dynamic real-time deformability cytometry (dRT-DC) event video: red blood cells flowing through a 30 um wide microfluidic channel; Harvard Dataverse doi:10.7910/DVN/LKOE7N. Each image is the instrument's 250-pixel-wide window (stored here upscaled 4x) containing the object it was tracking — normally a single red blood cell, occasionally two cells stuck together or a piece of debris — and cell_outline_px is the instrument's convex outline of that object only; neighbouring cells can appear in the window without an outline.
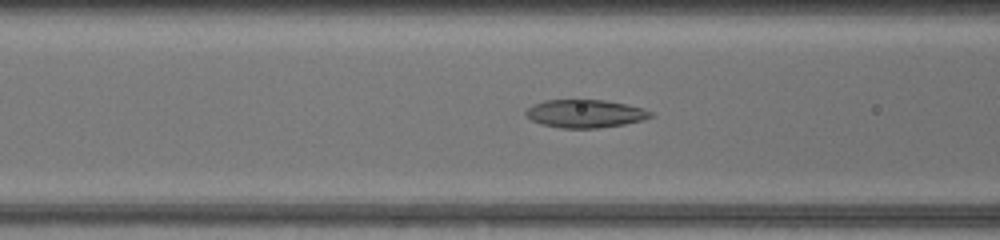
{"species": "common noctule bat (a hibernating species)", "species_latin": "Nyctalus noctula", "temperature_condition": "warm", "stored_images_in_passage": 31, "camera_frame_rate_fps": 3000, "um_per_image_px": 0.085, "animal": {"sex": "female", "body_mass_g": 17.0, "forearm_length_mm": 48.0}, "frame": {"image": 1, "passage_image": 13, "time_ms": 4.0, "image_size_px": [1000, 240], "cell_outline_px": [[652, 116], [644, 120], [624, 124], [596, 128], [560, 128], [540, 124], [524, 116], [524, 112], [532, 104], [544, 100], [604, 100], [644, 108], [652, 112]], "centroid_in_image_um": [49.7, 9.66], "position_along_channel_um": 116.9, "area_um2": 20.46}}
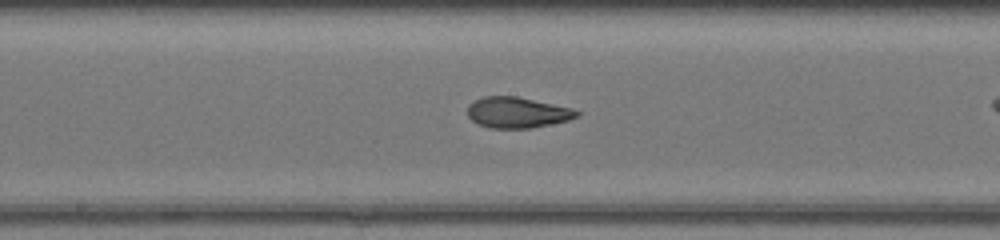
{"frame": {"image": 2, "passage_image": 19, "time_ms": 6.0, "image_size_px": [1000, 240], "cell_outline_px": [[580, 116], [568, 120], [532, 128], [488, 128], [476, 124], [468, 116], [468, 104], [484, 96], [516, 96], [572, 108], [580, 112]], "centroid_in_image_um": [43.96, 9.57], "position_along_channel_um": 204.2, "area_um2": 19.65}}
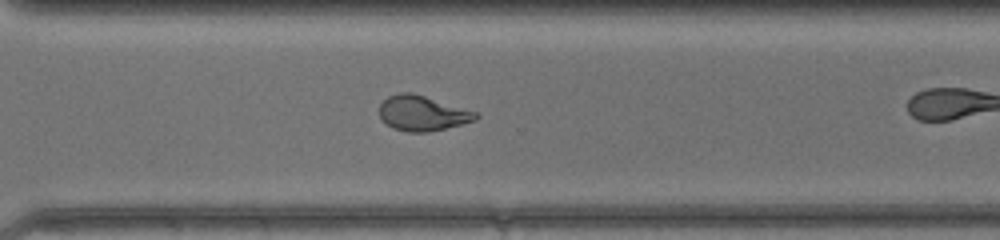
{"frame": {"image": 3, "passage_image": 28, "time_ms": 9.0, "image_size_px": [1000, 240], "cell_outline_px": [[480, 116], [476, 120], [428, 132], [408, 132], [392, 128], [380, 120], [380, 104], [388, 96], [400, 92], [412, 92], [476, 112]], "centroid_in_image_um": [35.86, 9.62], "position_along_channel_um": 334.7, "area_um2": 19.59}}